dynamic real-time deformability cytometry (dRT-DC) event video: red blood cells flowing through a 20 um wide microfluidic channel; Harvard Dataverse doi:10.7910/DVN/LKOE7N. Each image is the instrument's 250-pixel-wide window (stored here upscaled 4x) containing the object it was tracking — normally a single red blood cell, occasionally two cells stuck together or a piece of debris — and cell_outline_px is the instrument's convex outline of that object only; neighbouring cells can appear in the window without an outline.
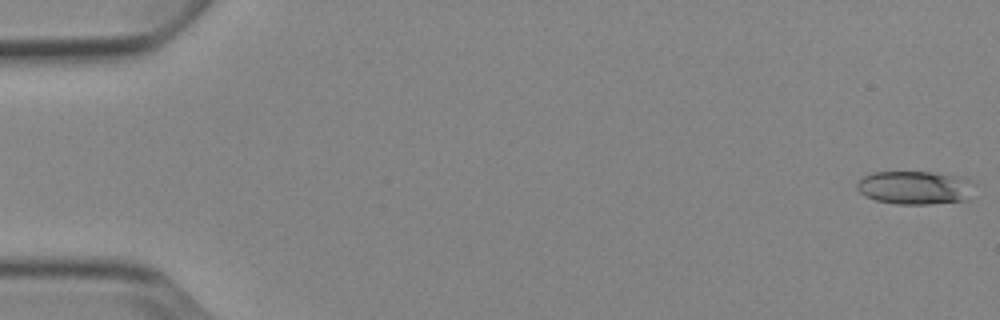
{"species": "Egyptian fruit bat (a non-hibernating species)", "species_latin": "Rousettus aegyptiacus", "temperature_condition": "cold", "stored_images_in_passage": 5, "camera_frame_rate_fps": 3000, "um_per_image_px": 0.085, "animal": {"sex": "female"}, "frame": {"image": 1, "passage_image": 1, "time_ms": 0.0, "image_size_px": [1000, 320], "cell_outline_px": [[976, 184], [968, 200], [928, 204], [896, 204], [876, 200], [864, 196], [856, 188], [856, 184], [864, 176], [872, 172], [932, 172], [964, 176], [972, 180]], "centroid_in_image_um": [77.83, 15.94], "position_along_channel_um": 7.2, "area_um2": 23.29}}
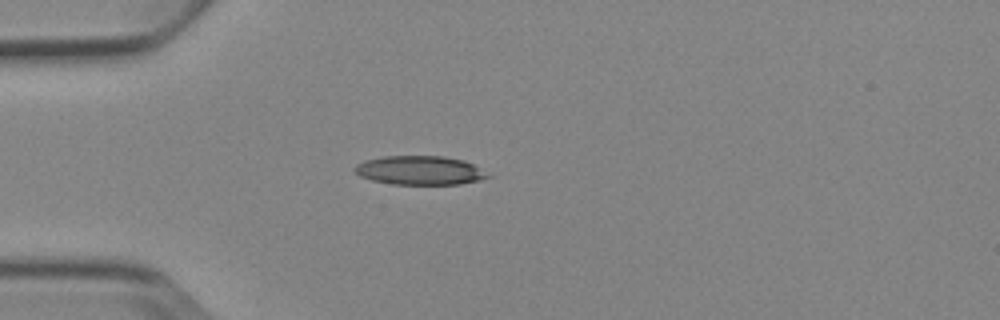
{"frame": {"image": 2, "passage_image": 5, "time_ms": 4.667, "image_size_px": [1000, 320], "cell_outline_px": [[492, 176], [480, 180], [460, 184], [392, 184], [372, 180], [360, 176], [352, 168], [356, 164], [364, 160], [384, 156], [444, 156], [464, 160], [472, 164]], "centroid_in_image_um": [35.66, 14.48], "position_along_channel_um": 49.3, "area_um2": 22.43}}